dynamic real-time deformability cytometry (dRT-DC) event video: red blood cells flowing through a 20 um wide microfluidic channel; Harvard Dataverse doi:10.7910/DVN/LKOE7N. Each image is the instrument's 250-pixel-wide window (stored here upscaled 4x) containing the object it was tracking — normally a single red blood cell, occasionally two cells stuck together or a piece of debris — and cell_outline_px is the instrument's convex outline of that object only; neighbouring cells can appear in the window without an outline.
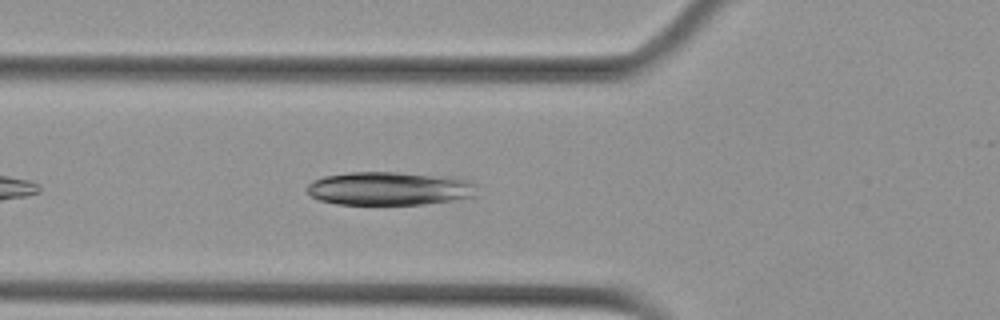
{"species": "Egyptian fruit bat (a non-hibernating species)", "species_latin": "Rousettus aegyptiacus", "temperature_condition": "cold", "stored_images_in_passage": 10, "camera_frame_rate_fps": 3000, "um_per_image_px": 0.085, "animal": {"sex": "female"}, "frame": {"image": 1, "passage_image": 6, "time_ms": 1.667, "image_size_px": [1000, 320], "cell_outline_px": [[476, 196], [456, 200], [424, 204], [336, 204], [320, 200], [304, 192], [304, 188], [312, 180], [324, 176], [348, 172], [396, 172], [452, 176], [468, 180], [476, 184]], "centroid_in_image_um": [33.1, 16.01], "position_along_channel_um": 92.7, "area_um2": 33.64}}
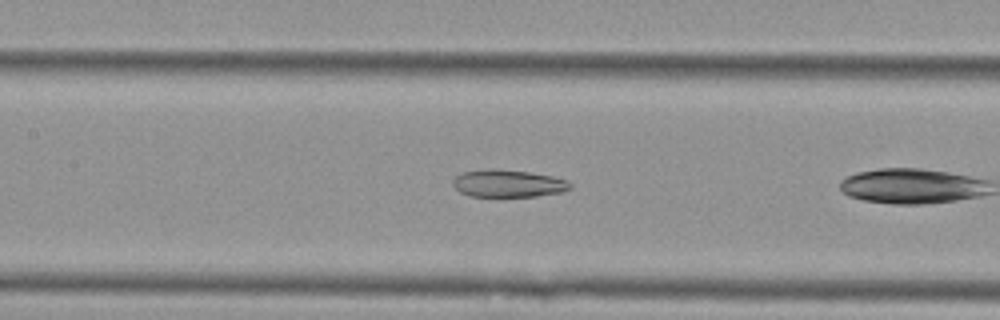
{"frame": {"image": 2, "passage_image": 9, "time_ms": 2.667, "image_size_px": [1000, 320], "cell_outline_px": [[572, 188], [564, 192], [536, 196], [468, 196], [460, 192], [452, 184], [452, 180], [456, 176], [464, 172], [488, 168], [492, 168], [528, 172], [552, 176], [568, 180], [572, 184]], "centroid_in_image_um": [43.21, 15.59], "position_along_channel_um": 164.2, "area_um2": 18.84}}